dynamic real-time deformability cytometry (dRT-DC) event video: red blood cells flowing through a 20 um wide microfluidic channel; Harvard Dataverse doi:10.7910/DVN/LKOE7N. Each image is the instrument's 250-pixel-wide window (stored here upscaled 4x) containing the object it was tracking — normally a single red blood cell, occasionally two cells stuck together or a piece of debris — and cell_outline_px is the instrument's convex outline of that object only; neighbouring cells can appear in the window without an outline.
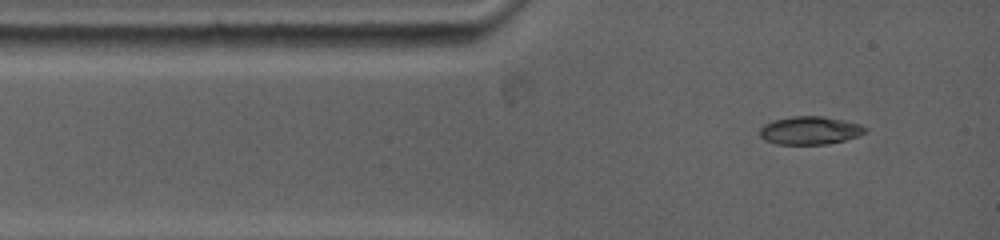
{"species": "common noctule bat (a hibernating species)", "species_latin": "Nyctalus noctula", "temperature_condition": "warm", "stored_images_in_passage": 20, "camera_frame_rate_fps": 5000, "um_per_image_px": 0.085, "animal": {"sex": "female", "body_mass_g": 19.0, "forearm_length_mm": 53.3}, "frame": {"image": 1, "passage_image": 1, "time_ms": 0.0, "image_size_px": [1000, 240], "cell_outline_px": [[868, 128], [864, 132], [856, 136], [844, 140], [828, 144], [776, 144], [764, 140], [760, 136], [760, 128], [764, 124], [772, 120], [792, 116], [824, 116], [844, 120], [860, 124]], "centroid_in_image_um": [68.81, 11.08], "position_along_channel_um": 16.2, "area_um2": 17.28}}
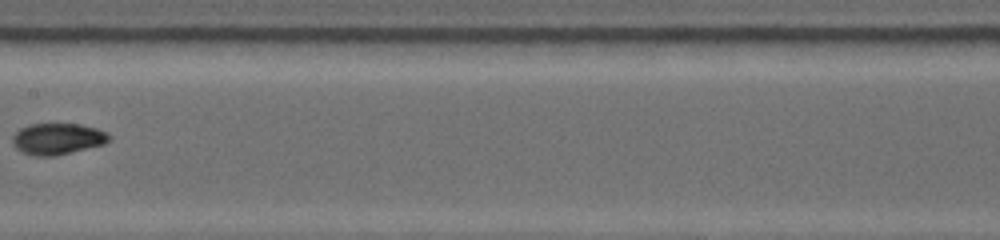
{"frame": {"image": 2, "passage_image": 6, "time_ms": 5.4, "image_size_px": [1000, 240], "cell_outline_px": [[112, 140], [104, 144], [56, 156], [36, 156], [20, 152], [12, 144], [12, 136], [20, 128], [28, 124], [80, 124], [96, 128], [108, 132], [112, 136]], "centroid_in_image_um": [4.9, 11.8], "position_along_channel_um": 202.5, "area_um2": 17.92}}
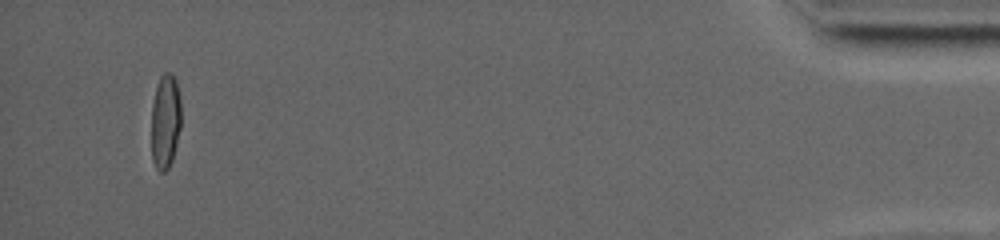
{"frame": {"image": 3, "passage_image": 16, "time_ms": 14.0, "image_size_px": [1000, 240], "cell_outline_px": [[180, 128], [172, 160], [168, 168], [164, 172], [160, 172], [156, 168], [152, 160], [152, 104], [156, 88], [160, 76], [164, 72], [168, 72], [176, 80], [180, 96]], "centroid_in_image_um": [14.05, 10.31], "position_along_channel_um": 421.1, "area_um2": 16.3}, "authors_computed_cell_mechanics": {"area_um2": 17.0221, "velocity_mm_per_s": 3.8735, "shape_relaxation_time_tau1_ms": null, "shape_relaxation_time_tau2_ms": 0.7125, "deformation_change_tau1": null, "deformation_change_tau2": 0.015}}